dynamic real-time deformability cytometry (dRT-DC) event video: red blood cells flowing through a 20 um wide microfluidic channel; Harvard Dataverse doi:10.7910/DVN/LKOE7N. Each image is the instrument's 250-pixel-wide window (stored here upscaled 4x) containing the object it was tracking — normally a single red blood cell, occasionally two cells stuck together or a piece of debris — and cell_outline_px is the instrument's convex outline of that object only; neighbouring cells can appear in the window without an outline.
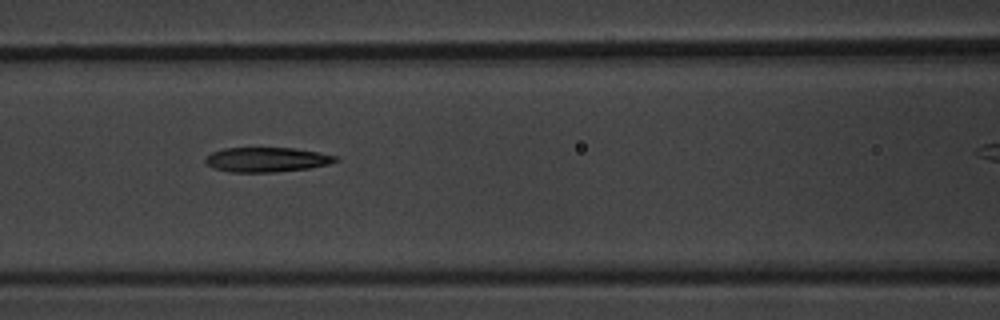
{"species": "common noctule bat (a hibernating species)", "species_latin": "Nyctalus noctula", "temperature_condition": "warm", "stored_images_in_passage": 6, "camera_frame_rate_fps": 3000, "um_per_image_px": 0.085, "animal": {"sex": "male", "body_mass_g": 20.1, "forearm_length_mm": 53.5}, "frame": {"image": 1, "passage_image": 4, "time_ms": 3.333, "image_size_px": [1000, 320], "cell_outline_px": [[340, 160], [328, 164], [308, 168], [276, 172], [232, 172], [216, 168], [208, 164], [204, 160], [212, 152], [224, 148], [296, 148], [320, 152], [340, 156]], "centroid_in_image_um": [22.75, 13.56], "position_along_channel_um": 143.8, "area_um2": 18.67}}
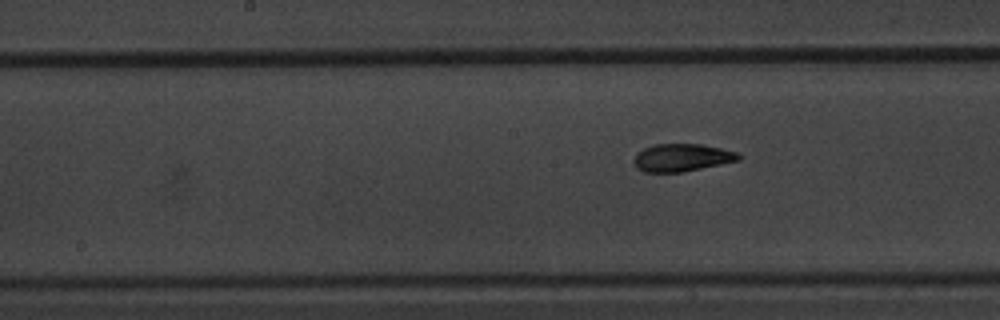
{"frame": {"image": 2, "passage_image": 6, "time_ms": 6.333, "image_size_px": [1000, 320], "cell_outline_px": [[744, 156], [740, 160], [684, 172], [644, 172], [636, 168], [632, 160], [636, 152], [652, 144], [700, 144], [720, 148], [736, 152]], "centroid_in_image_um": [57.93, 13.4], "position_along_channel_um": 190.3, "area_um2": 17.11}}